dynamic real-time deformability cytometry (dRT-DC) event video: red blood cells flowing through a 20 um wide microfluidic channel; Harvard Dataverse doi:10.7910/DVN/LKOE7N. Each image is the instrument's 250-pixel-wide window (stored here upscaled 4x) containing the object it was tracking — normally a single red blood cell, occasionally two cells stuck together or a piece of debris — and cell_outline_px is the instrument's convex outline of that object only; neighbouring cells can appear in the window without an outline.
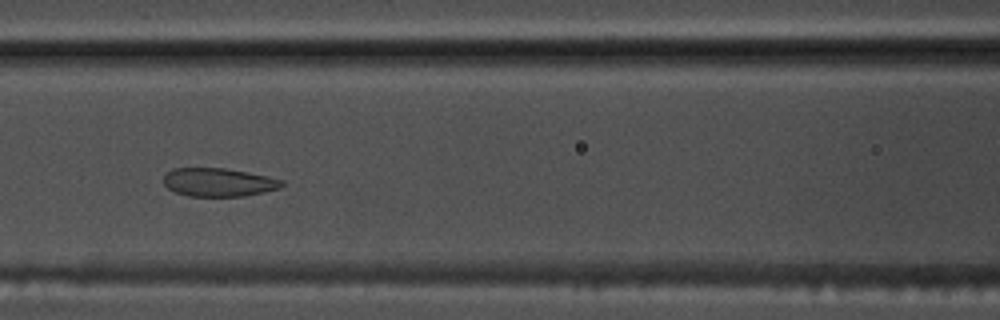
{"species": "common noctule bat (a hibernating species)", "species_latin": "Nyctalus noctula", "temperature_condition": "warm", "stored_images_in_passage": 51, "camera_frame_rate_fps": 3000, "um_per_image_px": 0.085, "animal": {"sex": "male", "body_mass_g": 17.5, "forearm_length_mm": 52.3}, "frame": {"image": 1, "passage_image": 20, "time_ms": 6.333, "image_size_px": [1000, 320], "cell_outline_px": [[284, 184], [280, 188], [264, 192], [244, 196], [188, 196], [176, 192], [168, 188], [164, 184], [164, 176], [172, 168], [224, 168], [248, 172], [268, 176], [284, 180]], "centroid_in_image_um": [18.6, 15.49], "position_along_channel_um": 148.0, "area_um2": 19.59}}
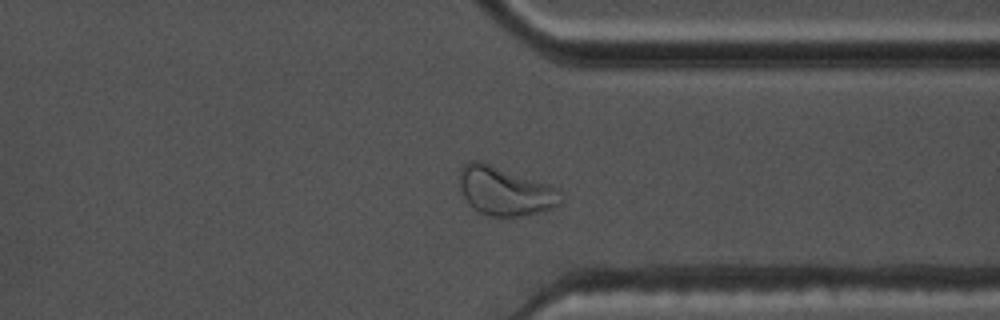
{"frame": {"image": 2, "passage_image": 38, "time_ms": 12.333, "image_size_px": [1000, 320], "cell_outline_px": [[560, 204], [552, 208], [520, 216], [492, 216], [480, 212], [464, 196], [460, 188], [460, 168], [468, 160], [480, 160], [548, 184], [556, 188]], "centroid_in_image_um": [42.88, 16.21], "position_along_channel_um": 368.5, "area_um2": 28.03}}
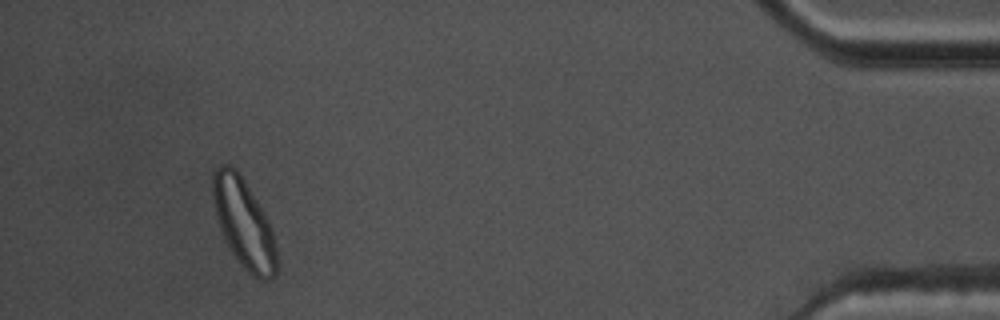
{"frame": {"image": 3, "passage_image": 47, "time_ms": 15.333, "image_size_px": [1000, 320], "cell_outline_px": [[276, 272], [268, 280], [260, 280], [252, 276], [244, 268], [232, 252], [220, 228], [216, 216], [212, 196], [212, 172], [220, 164], [228, 164], [236, 168], [244, 180], [260, 208], [272, 232], [276, 248]], "centroid_in_image_um": [20.68, 18.96], "position_along_channel_um": 414.5, "area_um2": 32.37}, "authors_computed_cell_mechanics": {"area_um2": 24.5072, "velocity_mm_per_s": 3.6931, "shape_relaxation_time_tau1_ms": 8.9216, "shape_relaxation_time_tau2_ms": 1.0023, "deformation_change_tau1": 0.1697, "deformation_change_tau2": 0.0594}}